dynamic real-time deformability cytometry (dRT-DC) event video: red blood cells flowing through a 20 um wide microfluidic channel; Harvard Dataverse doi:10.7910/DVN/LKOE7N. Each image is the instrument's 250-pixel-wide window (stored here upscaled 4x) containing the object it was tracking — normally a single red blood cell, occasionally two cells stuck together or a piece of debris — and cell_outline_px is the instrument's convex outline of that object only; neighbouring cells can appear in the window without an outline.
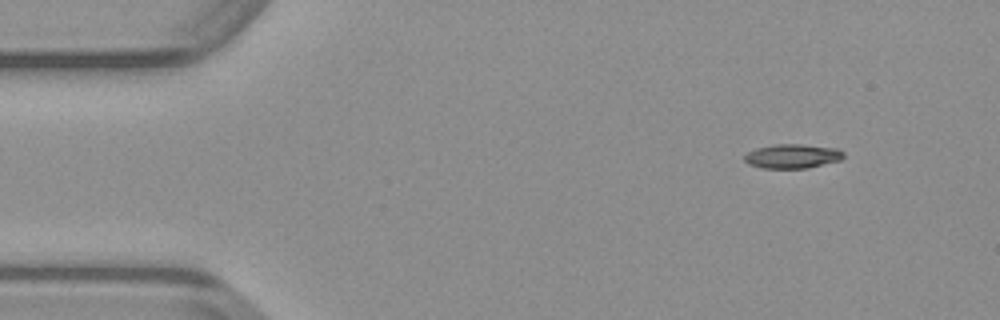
{"species": "common noctule bat (a hibernating species)", "species_latin": "Nyctalus noctula", "temperature_condition": "warm", "stored_images_in_passage": 45, "camera_frame_rate_fps": 3000, "um_per_image_px": 0.085, "animal": {"sex": "male", "body_mass_g": 23.1, "forearm_length_mm": 52.7}, "frame": {"image": 1, "passage_image": 1, "time_ms": 0.0, "image_size_px": [1000, 320], "cell_outline_px": [[844, 156], [840, 160], [808, 168], [760, 168], [748, 164], [744, 160], [744, 156], [748, 152], [756, 148], [776, 144], [800, 144], [840, 148], [844, 152]], "centroid_in_image_um": [67.37, 13.27], "position_along_channel_um": 17.6, "area_um2": 14.1}}
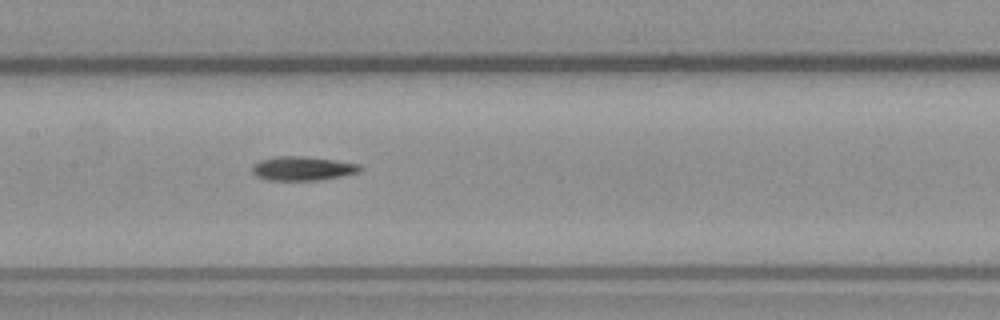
{"frame": {"image": 2, "passage_image": 19, "time_ms": 6.0, "image_size_px": [1000, 320], "cell_outline_px": [[364, 168], [360, 172], [344, 176], [320, 180], [268, 180], [256, 176], [252, 172], [252, 164], [260, 160], [280, 156], [304, 156], [360, 164]], "centroid_in_image_um": [25.74, 14.32], "position_along_channel_um": 181.7, "area_um2": 15.2}}
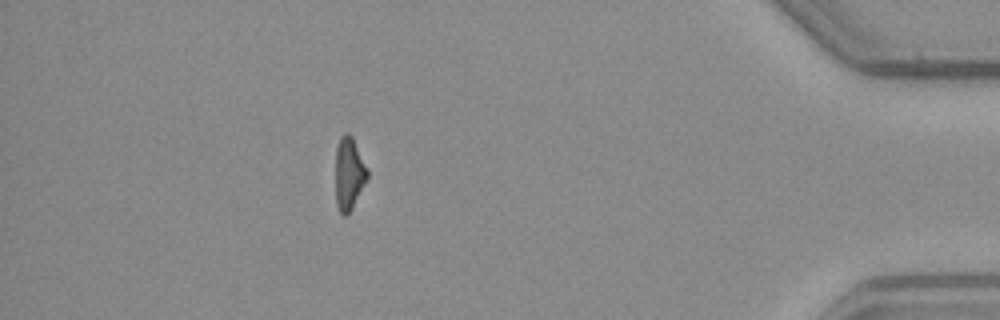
{"frame": {"image": 3, "passage_image": 39, "time_ms": 12.667, "image_size_px": [1000, 320], "cell_outline_px": [[368, 176], [352, 208], [344, 216], [340, 212], [336, 204], [336, 148], [340, 136], [344, 132], [348, 132], [352, 136], [368, 168]], "centroid_in_image_um": [29.66, 14.7], "position_along_channel_um": 405.5, "area_um2": 13.41}}